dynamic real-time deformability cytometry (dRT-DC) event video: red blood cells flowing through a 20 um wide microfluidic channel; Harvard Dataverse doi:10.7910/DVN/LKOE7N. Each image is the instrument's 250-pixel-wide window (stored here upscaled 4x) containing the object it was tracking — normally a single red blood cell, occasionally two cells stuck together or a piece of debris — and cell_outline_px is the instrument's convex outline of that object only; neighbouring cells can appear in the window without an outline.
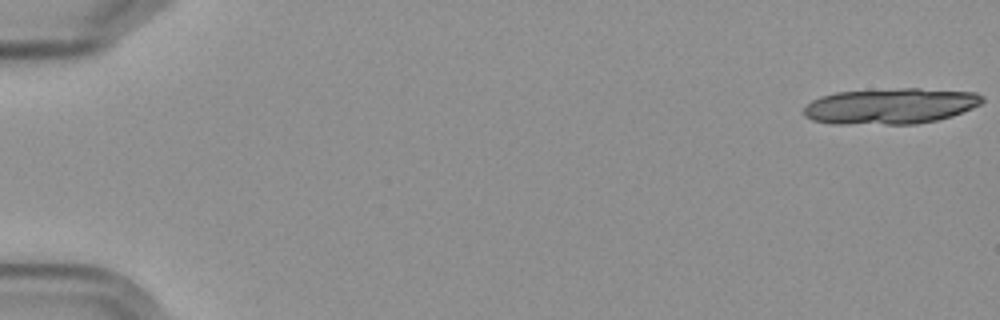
{"species": "Egyptian fruit bat (a non-hibernating species)", "species_latin": "Rousettus aegyptiacus", "temperature_condition": "cold", "stored_images_in_passage": 8, "camera_frame_rate_fps": 3000, "um_per_image_px": 0.085, "frame": {"image": 1, "passage_image": 1, "time_ms": 0.0, "image_size_px": [1000, 320], "cell_outline_px": [[984, 100], [980, 104], [972, 108], [952, 116], [936, 120], [916, 124], [832, 124], [812, 120], [804, 116], [804, 104], [820, 96], [836, 92], [900, 88], [920, 88], [976, 92], [984, 96]], "centroid_in_image_um": [75.67, 9.01], "position_along_channel_um": 9.3, "area_um2": 37.63}}
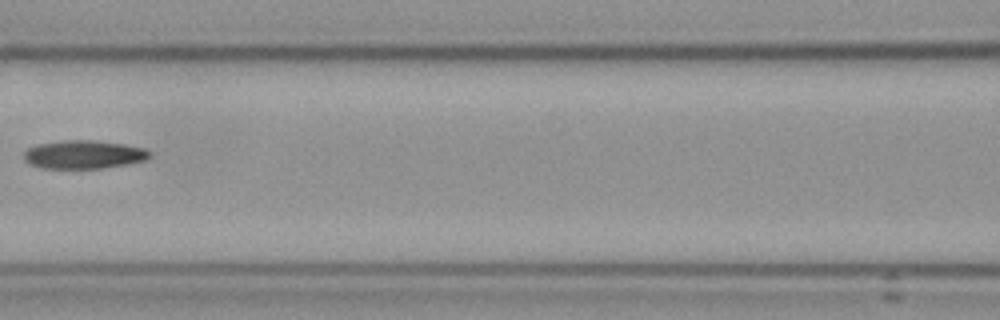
{"frame": {"image": 2, "passage_image": 8, "time_ms": 9.0, "image_size_px": [1000, 320], "cell_outline_px": [[152, 156], [144, 160], [128, 164], [104, 168], [40, 168], [24, 160], [24, 152], [28, 148], [36, 144], [64, 140], [96, 140], [124, 144], [144, 148], [152, 152]], "centroid_in_image_um": [7.14, 13.13], "position_along_channel_um": 159.5, "area_um2": 20.92}}